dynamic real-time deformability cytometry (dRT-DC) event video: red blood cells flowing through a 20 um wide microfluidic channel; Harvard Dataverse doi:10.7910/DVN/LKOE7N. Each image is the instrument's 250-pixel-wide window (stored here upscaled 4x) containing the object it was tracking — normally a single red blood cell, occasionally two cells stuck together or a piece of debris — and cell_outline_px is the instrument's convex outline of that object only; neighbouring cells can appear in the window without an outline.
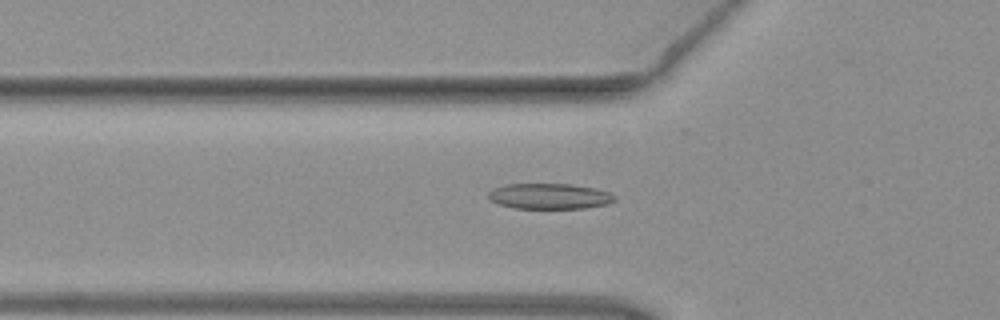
{"species": "common noctule bat (a hibernating species)", "species_latin": "Nyctalus noctula", "temperature_condition": "warm", "stored_images_in_passage": 51, "camera_frame_rate_fps": 3000, "um_per_image_px": 0.085, "animal": {"sex": "female", "body_mass_g": 19.3, "forearm_length_mm": 54.1}, "frame": {"image": 1, "passage_image": 16, "time_ms": 5.0, "image_size_px": [1000, 320], "cell_outline_px": [[616, 200], [608, 204], [584, 208], [516, 208], [496, 204], [488, 200], [488, 192], [492, 188], [508, 184], [572, 184], [596, 188], [608, 192], [616, 196]], "centroid_in_image_um": [46.68, 16.68], "position_along_channel_um": 79.1, "area_um2": 19.02}}
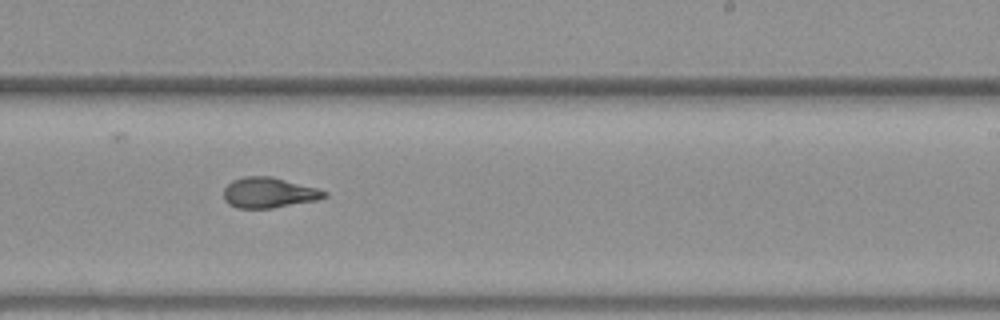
{"frame": {"image": 2, "passage_image": 30, "time_ms": 9.667, "image_size_px": [1000, 320], "cell_outline_px": [[328, 196], [316, 200], [272, 208], [236, 208], [228, 204], [224, 200], [224, 188], [232, 180], [244, 176], [272, 176], [316, 188], [328, 192]], "centroid_in_image_um": [22.82, 16.37], "position_along_channel_um": 266.2, "area_um2": 17.86}}
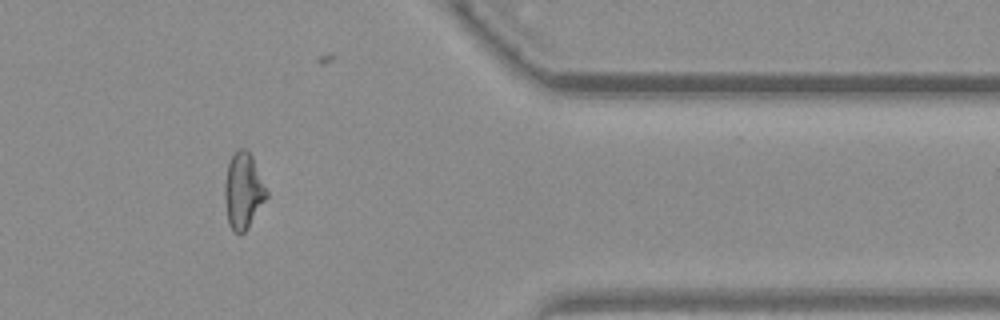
{"frame": {"image": 3, "passage_image": 41, "time_ms": 13.333, "image_size_px": [1000, 320], "cell_outline_px": [[268, 196], [248, 228], [240, 236], [228, 224], [224, 200], [224, 184], [228, 164], [232, 156], [240, 148], [244, 148], [252, 156], [268, 192]], "centroid_in_image_um": [20.67, 16.25], "position_along_channel_um": 390.7, "area_um2": 18.5}, "authors_computed_cell_mechanics": {"area_um2": 18.207, "velocity_mm_per_s": 3.9879, "shape_relaxation_time_tau1_ms": 5.7751, "shape_relaxation_time_tau2_ms": 1.6432, "deformation_change_tau1": 0.1924, "deformation_change_tau2": 0.0996}}